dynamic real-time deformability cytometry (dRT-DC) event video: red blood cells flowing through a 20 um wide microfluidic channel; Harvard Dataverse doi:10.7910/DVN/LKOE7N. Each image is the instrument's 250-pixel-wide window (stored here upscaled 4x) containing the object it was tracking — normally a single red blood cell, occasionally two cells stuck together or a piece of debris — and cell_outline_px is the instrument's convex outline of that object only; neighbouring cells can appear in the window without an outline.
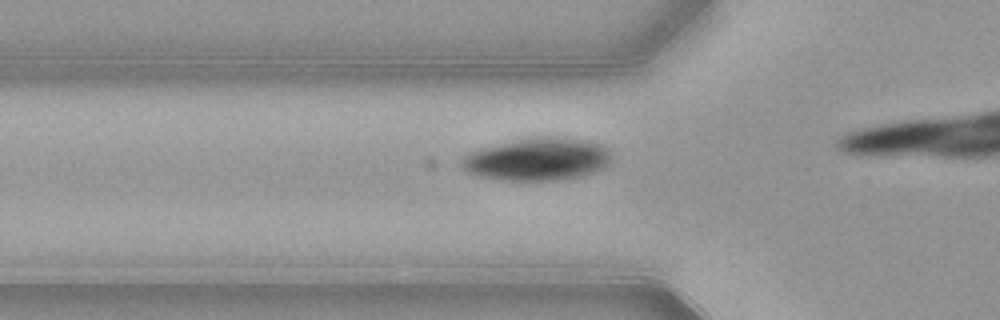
{"species": "common noctule bat (a hibernating species)", "species_latin": "Nyctalus noctula", "temperature_condition": "warm", "stored_images_in_passage": 28, "camera_frame_rate_fps": 3000, "um_per_image_px": 0.085, "animal": {"sex": "female", "body_mass_g": 21.9}, "frame": {"image": 1, "passage_image": 13, "time_ms": 4.0, "image_size_px": [1000, 320], "cell_outline_px": [[612, 160], [604, 168], [580, 176], [560, 180], [500, 180], [476, 176], [468, 172], [460, 164], [460, 160], [464, 156], [472, 152], [484, 148], [528, 136], [564, 136], [592, 140], [604, 144], [612, 152]], "centroid_in_image_um": [45.76, 13.51], "position_along_channel_um": 80.0, "area_um2": 37.92}}